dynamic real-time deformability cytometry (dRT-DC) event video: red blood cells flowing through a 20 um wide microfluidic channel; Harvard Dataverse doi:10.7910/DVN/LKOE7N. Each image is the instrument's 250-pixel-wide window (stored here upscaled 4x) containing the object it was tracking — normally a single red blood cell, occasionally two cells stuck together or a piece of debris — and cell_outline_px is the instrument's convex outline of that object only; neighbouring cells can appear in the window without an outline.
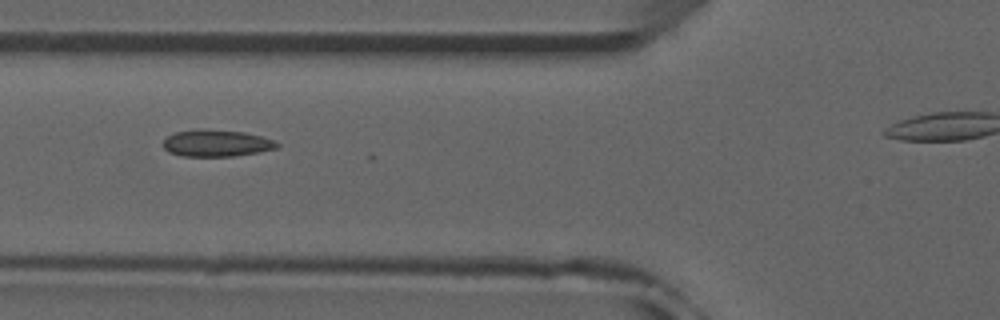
{"species": "common noctule bat (a hibernating species)", "species_latin": "Nyctalus noctula", "temperature_condition": "room temperature", "stored_images_in_passage": 28, "camera_frame_rate_fps": 3000, "um_per_image_px": 0.085, "animal": {"sex": "male", "forearm_length_mm": 52.5}, "frame": {"image": 1, "passage_image": 12, "time_ms": 3.667, "image_size_px": [1000, 320], "cell_outline_px": [[280, 144], [276, 148], [256, 152], [232, 156], [184, 156], [168, 152], [160, 144], [168, 136], [176, 132], [196, 128], [204, 128], [244, 132], [260, 136], [272, 140]], "centroid_in_image_um": [18.33, 12.15], "position_along_channel_um": 107.5, "area_um2": 17.8}}
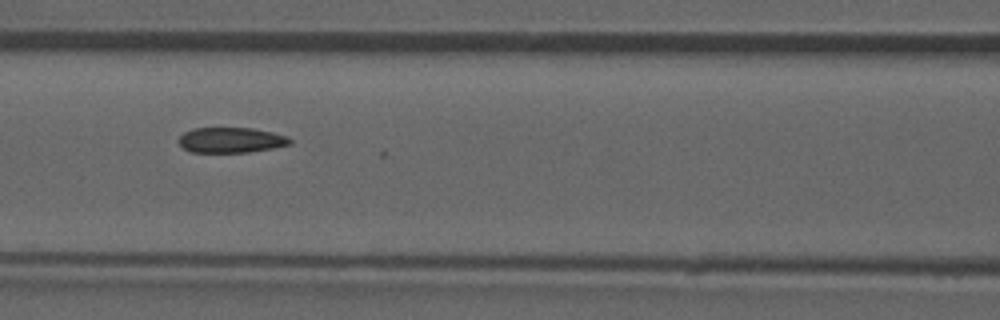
{"frame": {"image": 2, "passage_image": 15, "time_ms": 4.667, "image_size_px": [1000, 320], "cell_outline_px": [[292, 144], [272, 148], [248, 152], [192, 152], [184, 148], [176, 140], [184, 132], [192, 128], [252, 128], [272, 132], [288, 136], [292, 140]], "centroid_in_image_um": [19.64, 11.9], "position_along_channel_um": 147.0, "area_um2": 16.47}}